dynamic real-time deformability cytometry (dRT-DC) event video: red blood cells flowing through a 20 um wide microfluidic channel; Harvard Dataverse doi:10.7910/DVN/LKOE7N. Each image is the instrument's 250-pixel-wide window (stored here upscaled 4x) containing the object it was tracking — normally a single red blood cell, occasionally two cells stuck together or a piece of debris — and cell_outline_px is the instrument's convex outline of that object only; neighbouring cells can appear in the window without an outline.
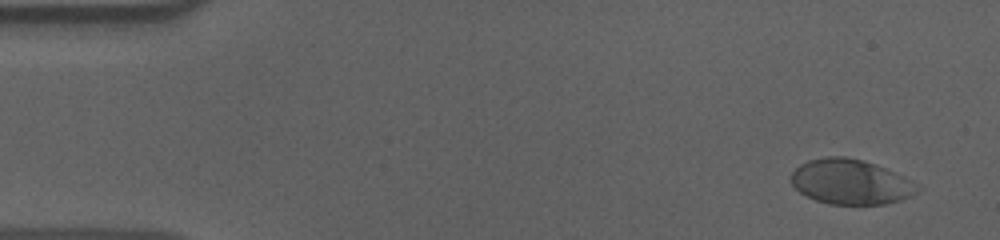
{"species": "human", "species_latin": "Homo sapiens", "temperature_condition": "cold", "stored_images_in_passage": 55, "camera_frame_rate_fps": 3000, "um_per_image_px": 0.085, "donor": {"sex": "male"}, "frame": {"image": 1, "passage_image": 2, "time_ms": 0.333, "image_size_px": [1000, 240], "cell_outline_px": [[924, 188], [912, 196], [900, 200], [884, 204], [828, 204], [816, 200], [800, 192], [792, 184], [792, 172], [800, 164], [808, 160], [828, 156], [844, 156], [864, 160], [876, 164], [904, 176], [920, 184]], "centroid_in_image_um": [72.37, 15.45], "position_along_channel_um": 12.6, "area_um2": 33.35}}
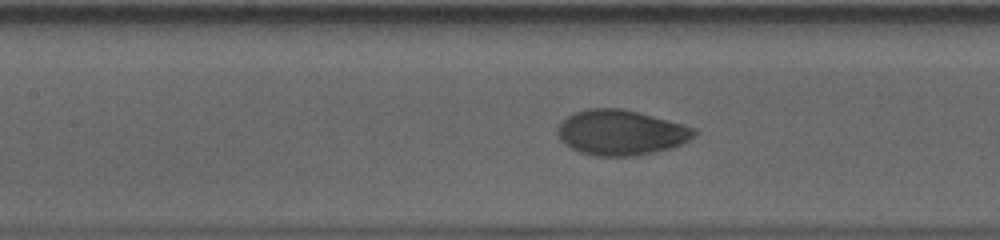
{"frame": {"image": 2, "passage_image": 24, "time_ms": 7.667, "image_size_px": [1000, 240], "cell_outline_px": [[696, 136], [672, 148], [632, 156], [596, 156], [580, 152], [564, 144], [560, 140], [556, 128], [568, 116], [576, 112], [588, 108], [620, 108], [652, 116], [696, 128]], "centroid_in_image_um": [52.76, 11.27], "position_along_channel_um": 154.6, "area_um2": 35.66}}
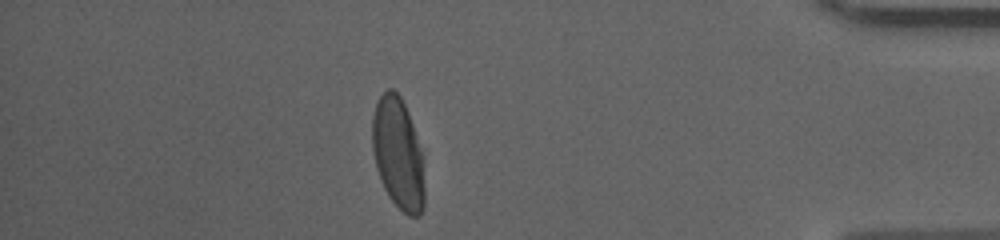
{"frame": {"image": 3, "passage_image": 48, "time_ms": 15.667, "image_size_px": [1000, 240], "cell_outline_px": [[424, 208], [420, 216], [408, 216], [388, 196], [380, 180], [376, 168], [372, 148], [372, 116], [376, 104], [380, 96], [388, 88], [392, 88], [400, 96], [408, 112], [412, 124], [420, 152], [424, 188]], "centroid_in_image_um": [33.8, 13.07], "position_along_channel_um": 401.4, "area_um2": 33.52}, "authors_computed_cell_mechanics": {"area_um2": 34.68, "velocity_mm_per_s": 3.6081, "shape_relaxation_time_tau1_ms": 3.39, "shape_relaxation_time_tau2_ms": null, "deformation_change_tau1": 0.17, "deformation_change_tau2": null}}